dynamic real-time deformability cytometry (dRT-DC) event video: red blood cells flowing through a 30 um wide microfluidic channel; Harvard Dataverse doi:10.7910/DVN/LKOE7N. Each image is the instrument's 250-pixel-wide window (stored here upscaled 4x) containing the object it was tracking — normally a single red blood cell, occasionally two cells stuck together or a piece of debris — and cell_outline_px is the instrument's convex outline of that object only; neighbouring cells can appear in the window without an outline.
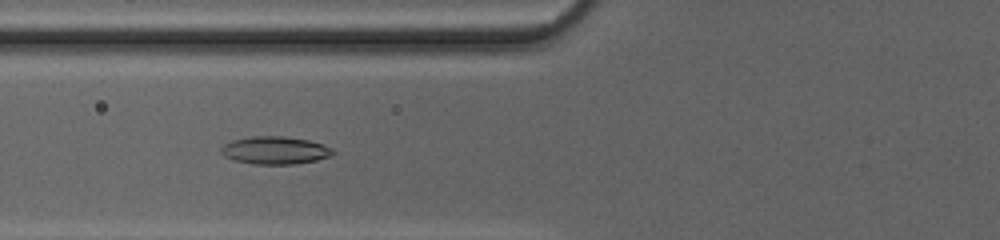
{"species": "common noctule bat (a hibernating species)", "species_latin": "Nyctalus noctula", "temperature_condition": "cold", "stored_images_in_passage": 51, "camera_frame_rate_fps": 3000, "um_per_image_px": 0.085, "animal": {"sex": "female", "body_mass_g": 20.0, "forearm_length_mm": 54.0}, "frame": {"image": 1, "passage_image": 22, "time_ms": 7.0, "image_size_px": [1000, 240], "cell_outline_px": [[336, 152], [332, 156], [316, 160], [296, 164], [252, 164], [232, 160], [224, 156], [220, 152], [220, 148], [224, 144], [232, 140], [252, 136], [284, 136], [308, 140], [324, 144], [332, 148]], "centroid_in_image_um": [23.38, 12.78], "position_along_channel_um": 102.4, "area_um2": 18.32}}
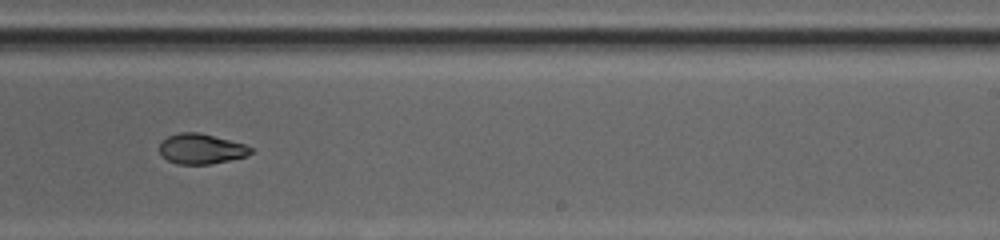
{"frame": {"image": 2, "passage_image": 34, "time_ms": 11.0, "image_size_px": [1000, 240], "cell_outline_px": [[256, 148], [248, 156], [212, 164], [176, 164], [168, 160], [160, 152], [160, 144], [168, 136], [180, 132], [200, 132], [244, 144]], "centroid_in_image_um": [17.15, 12.65], "position_along_channel_um": 271.8, "area_um2": 16.13}}
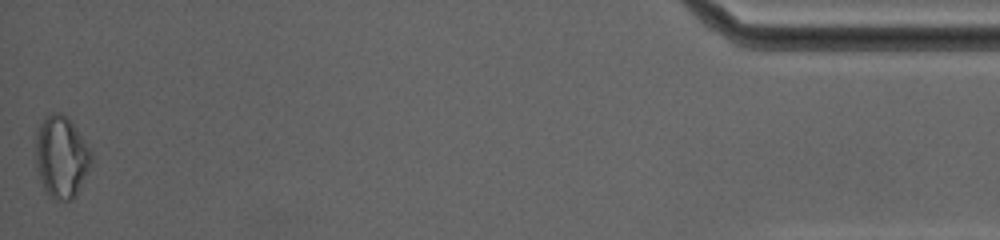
{"frame": {"image": 3, "passage_image": 51, "time_ms": 16.667, "image_size_px": [1000, 240], "cell_outline_px": [[92, 160], [76, 196], [72, 200], [56, 200], [44, 188], [36, 164], [36, 132], [40, 124], [52, 112], [60, 112], [68, 116], [92, 152]], "centroid_in_image_um": [5.23, 13.31], "position_along_channel_um": 430.0, "area_um2": 26.18}, "authors_computed_cell_mechanics": {"area_um2": 18.3804, "velocity_mm_per_s": 4.2279, "shape_relaxation_time_tau1_ms": 9.0124, "shape_relaxation_time_tau2_ms": 3.844, "deformation_change_tau1": 0.2116, "deformation_change_tau2": 0.0877}}